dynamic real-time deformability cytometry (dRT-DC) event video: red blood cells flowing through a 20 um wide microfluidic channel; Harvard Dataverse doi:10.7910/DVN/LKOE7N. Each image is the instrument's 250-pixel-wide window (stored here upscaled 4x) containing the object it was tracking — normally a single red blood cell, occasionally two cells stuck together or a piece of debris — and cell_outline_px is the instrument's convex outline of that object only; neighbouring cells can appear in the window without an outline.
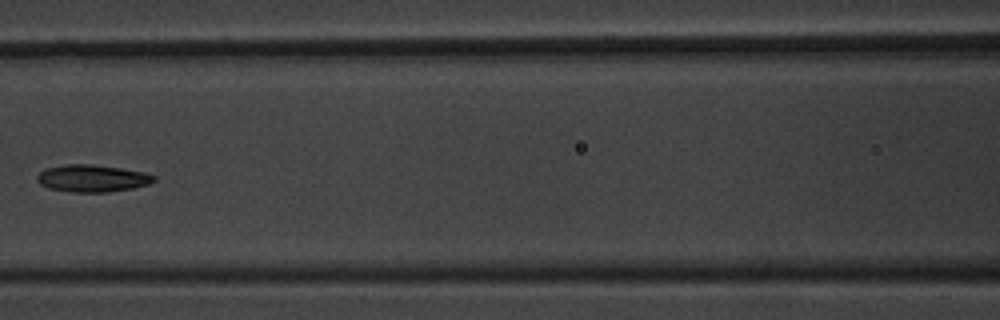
{"species": "common noctule bat (a hibernating species)", "species_latin": "Nyctalus noctula", "temperature_condition": "warm", "stored_images_in_passage": 8, "camera_frame_rate_fps": 3000, "um_per_image_px": 0.085, "animal": {"sex": "male", "body_mass_g": 20.1, "forearm_length_mm": 53.5}, "frame": {"image": 1, "passage_image": 7, "time_ms": 8.0, "image_size_px": [1000, 320], "cell_outline_px": [[156, 180], [148, 184], [132, 188], [108, 192], [72, 192], [48, 188], [40, 184], [36, 180], [36, 176], [44, 168], [68, 164], [92, 164], [120, 168], [144, 172], [156, 176]], "centroid_in_image_um": [7.82, 15.15], "position_along_channel_um": 158.8, "area_um2": 18.55}}
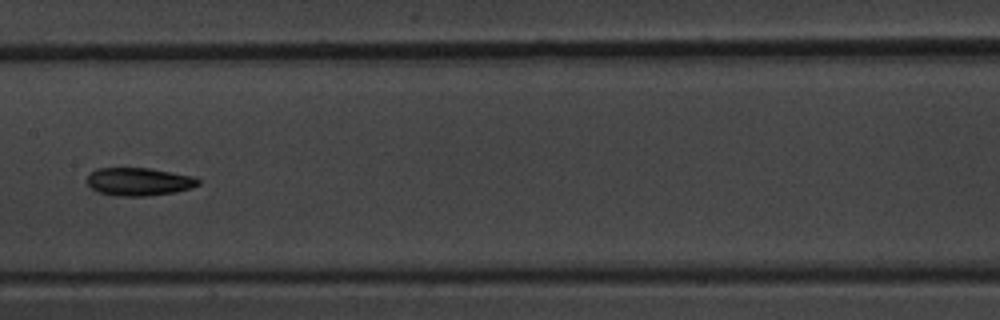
{"frame": {"image": 2, "passage_image": 8, "time_ms": 9.0, "image_size_px": [1000, 320], "cell_outline_px": [[200, 184], [192, 188], [176, 192], [148, 196], [116, 196], [100, 192], [92, 188], [88, 184], [88, 176], [96, 168], [148, 168], [192, 176], [200, 180]], "centroid_in_image_um": [11.83, 15.45], "position_along_channel_um": 195.6, "area_um2": 18.03}}